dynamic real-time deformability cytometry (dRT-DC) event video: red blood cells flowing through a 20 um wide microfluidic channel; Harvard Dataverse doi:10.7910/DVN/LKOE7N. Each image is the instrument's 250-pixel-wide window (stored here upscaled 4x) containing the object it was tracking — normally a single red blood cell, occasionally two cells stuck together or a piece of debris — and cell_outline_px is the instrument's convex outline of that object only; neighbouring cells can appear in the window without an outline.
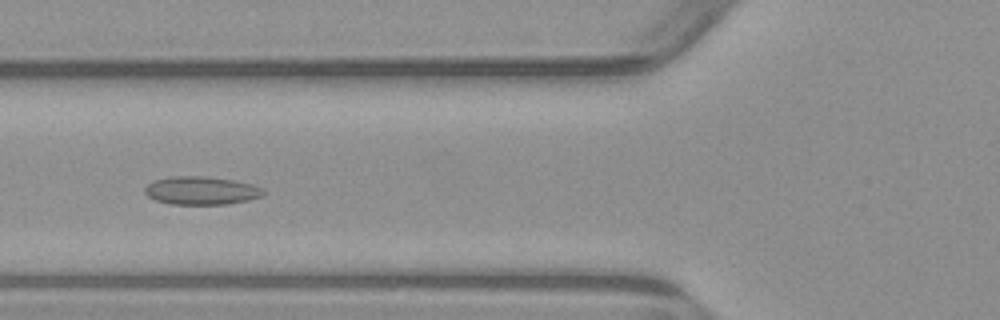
{"species": "common noctule bat (a hibernating species)", "species_latin": "Nyctalus noctula", "temperature_condition": "warm", "stored_images_in_passage": 5, "camera_frame_rate_fps": 3000, "um_per_image_px": 0.085, "animal": {"sex": "male", "body_mass_g": 23.1, "forearm_length_mm": 52.7}, "frame": {"image": 1, "passage_image": 3, "time_ms": 2.333, "image_size_px": [1000, 320], "cell_outline_px": [[264, 196], [248, 200], [228, 204], [172, 204], [156, 200], [148, 196], [144, 192], [144, 188], [152, 180], [172, 176], [208, 176], [232, 180], [252, 184], [264, 188]], "centroid_in_image_um": [17.12, 16.19], "position_along_channel_um": 108.7, "area_um2": 19.59}}
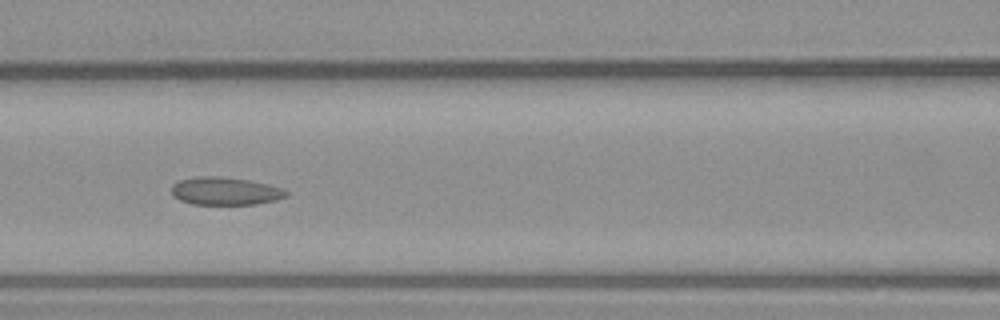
{"frame": {"image": 2, "passage_image": 4, "time_ms": 3.333, "image_size_px": [1000, 320], "cell_outline_px": [[288, 196], [276, 200], [256, 204], [192, 204], [180, 200], [172, 192], [172, 184], [180, 180], [196, 176], [220, 176], [248, 180], [268, 184], [284, 188], [288, 192]], "centroid_in_image_um": [19.18, 16.23], "position_along_channel_um": 147.4, "area_um2": 18.61}}
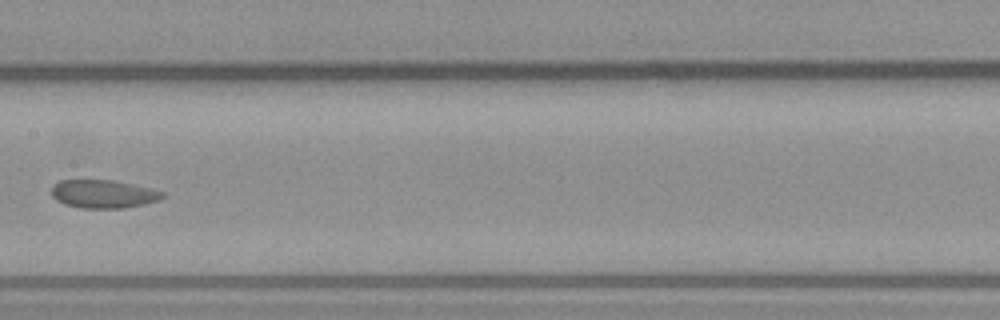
{"frame": {"image": 3, "passage_image": 5, "time_ms": 4.667, "image_size_px": [1000, 320], "cell_outline_px": [[164, 196], [160, 200], [144, 204], [124, 208], [80, 208], [64, 204], [56, 200], [52, 196], [52, 188], [60, 180], [112, 180], [152, 188], [164, 192]], "centroid_in_image_um": [8.8, 16.49], "position_along_channel_um": 198.6, "area_um2": 18.26}}